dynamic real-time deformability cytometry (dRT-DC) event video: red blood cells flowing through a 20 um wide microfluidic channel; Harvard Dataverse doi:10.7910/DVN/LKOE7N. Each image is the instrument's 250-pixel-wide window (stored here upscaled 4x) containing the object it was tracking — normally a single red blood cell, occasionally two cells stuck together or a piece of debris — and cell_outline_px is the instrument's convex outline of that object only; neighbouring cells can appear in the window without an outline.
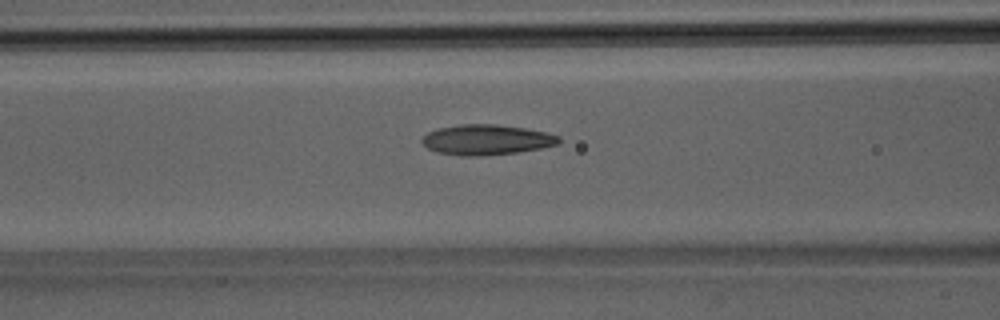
{"species": "Egyptian fruit bat (a non-hibernating species)", "species_latin": "Rousettus aegyptiacus", "temperature_condition": "room temperature", "stored_images_in_passage": 28, "camera_frame_rate_fps": 3000, "um_per_image_px": 0.085, "animal": {"sex": "male"}, "frame": {"image": 1, "passage_image": 5, "time_ms": 1.333, "image_size_px": [1000, 320], "cell_outline_px": [[560, 144], [540, 148], [516, 152], [480, 156], [460, 156], [436, 152], [428, 148], [420, 140], [428, 132], [436, 128], [460, 124], [496, 124], [524, 128], [548, 132], [560, 136]], "centroid_in_image_um": [41.35, 11.87], "position_along_channel_um": 125.3, "area_um2": 24.28}}
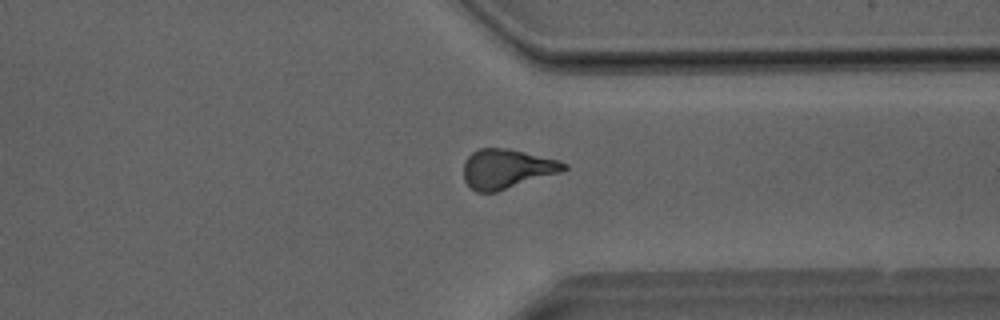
{"frame": {"image": 2, "passage_image": 19, "time_ms": 6.0, "image_size_px": [1000, 320], "cell_outline_px": [[568, 168], [564, 172], [496, 192], [476, 192], [464, 180], [464, 160], [472, 152], [480, 148], [508, 148], [560, 160], [568, 164]], "centroid_in_image_um": [43.12, 14.35], "position_along_channel_um": 368.3, "area_um2": 23.35}}
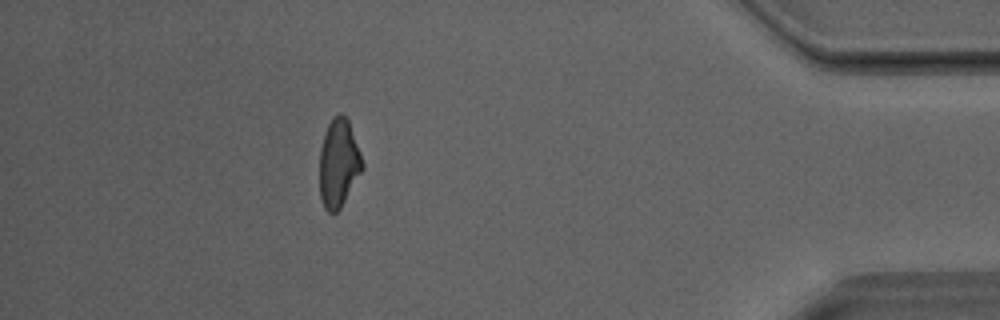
{"frame": {"image": 3, "passage_image": 24, "time_ms": 7.667, "image_size_px": [1000, 320], "cell_outline_px": [[364, 168], [340, 208], [336, 212], [328, 212], [324, 208], [320, 200], [320, 148], [324, 132], [332, 116], [340, 112], [348, 120], [360, 152], [364, 164]], "centroid_in_image_um": [28.77, 13.86], "position_along_channel_um": 406.4, "area_um2": 22.02}}